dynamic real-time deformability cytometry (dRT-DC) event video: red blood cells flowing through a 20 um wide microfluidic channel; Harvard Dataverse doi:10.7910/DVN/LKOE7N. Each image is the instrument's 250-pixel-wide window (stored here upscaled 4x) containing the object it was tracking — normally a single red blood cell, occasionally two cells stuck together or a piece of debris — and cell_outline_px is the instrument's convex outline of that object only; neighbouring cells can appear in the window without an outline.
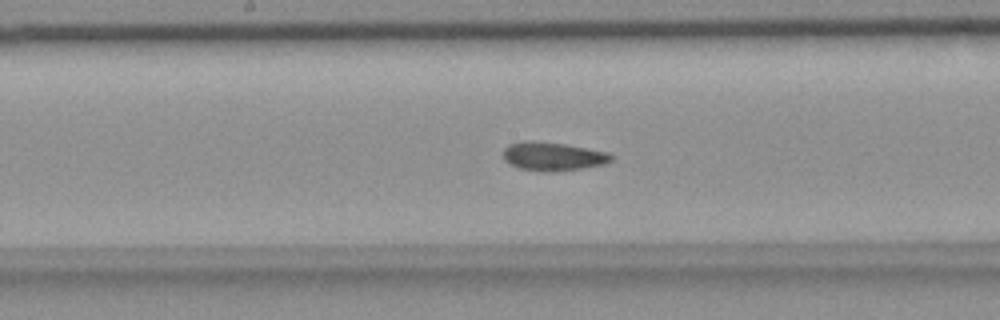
{"species": "common noctule bat (a hibernating species)", "species_latin": "Nyctalus noctula", "temperature_condition": "room temperature", "stored_images_in_passage": 57, "camera_frame_rate_fps": 3000, "um_per_image_px": 0.085, "animal": {"sex": "female", "body_mass_g": 18.4}, "frame": {"image": 1, "passage_image": 29, "time_ms": 9.333, "image_size_px": [1000, 320], "cell_outline_px": [[612, 160], [604, 164], [584, 168], [552, 172], [548, 172], [520, 168], [504, 160], [504, 148], [508, 144], [524, 140], [532, 140], [564, 144], [608, 152], [612, 156]], "centroid_in_image_um": [46.99, 13.28], "position_along_channel_um": 201.2, "area_um2": 17.92}}
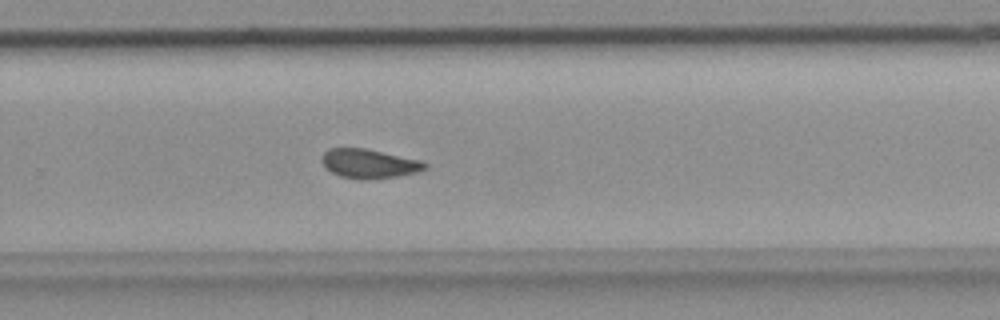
{"frame": {"image": 2, "passage_image": 37, "time_ms": 12.0, "image_size_px": [1000, 320], "cell_outline_px": [[428, 168], [416, 172], [396, 176], [372, 180], [364, 180], [340, 176], [332, 172], [320, 160], [320, 156], [328, 148], [364, 148], [420, 160], [428, 164]], "centroid_in_image_um": [31.36, 13.91], "position_along_channel_um": 298.4, "area_um2": 17.51}}
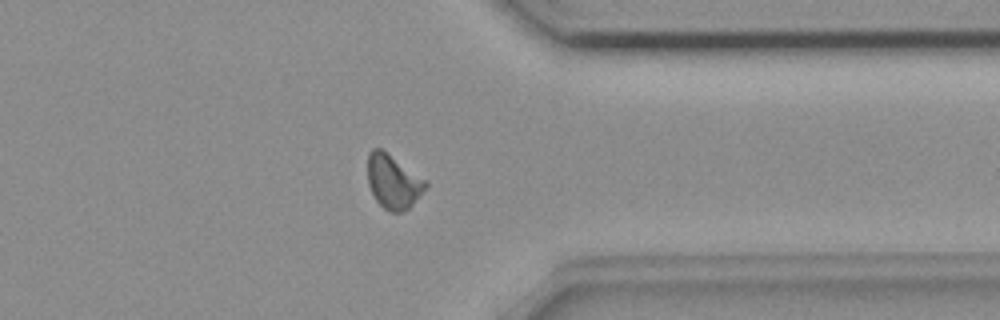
{"frame": {"image": 3, "passage_image": 44, "time_ms": 14.333, "image_size_px": [1000, 320], "cell_outline_px": [[428, 184], [412, 204], [408, 208], [400, 212], [388, 212], [376, 200], [368, 184], [368, 152], [372, 148], [380, 148], [428, 180]], "centroid_in_image_um": [33.42, 15.42], "position_along_channel_um": 378.0, "area_um2": 18.09}, "authors_computed_cell_mechanics": {"area_um2": 17.7446, "velocity_mm_per_s": 3.6557, "shape_relaxation_time_tau1_ms": null, "shape_relaxation_time_tau2_ms": 3.143, "deformation_change_tau1": null, "deformation_change_tau2": 0.09}}